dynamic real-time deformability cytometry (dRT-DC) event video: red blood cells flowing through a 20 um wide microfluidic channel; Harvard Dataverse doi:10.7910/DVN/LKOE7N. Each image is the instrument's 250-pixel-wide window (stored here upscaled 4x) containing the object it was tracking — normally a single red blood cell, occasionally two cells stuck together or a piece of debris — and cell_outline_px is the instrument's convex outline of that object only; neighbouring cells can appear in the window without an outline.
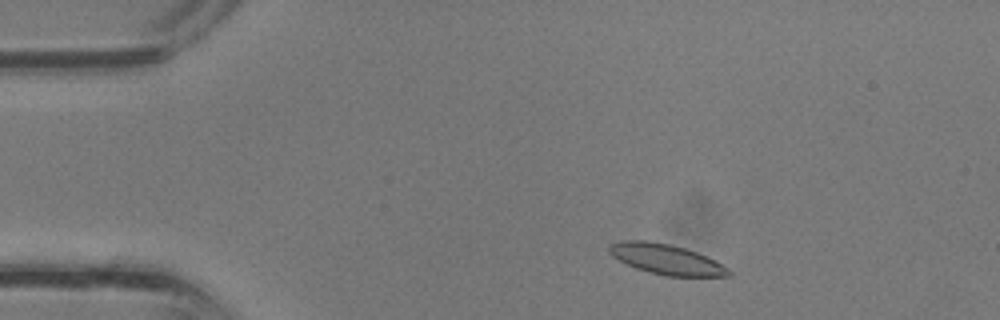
{"species": "common noctule bat (a hibernating species)", "species_latin": "Nyctalus noctula", "temperature_condition": "room temperature", "stored_images_in_passage": 9, "camera_frame_rate_fps": 3000, "um_per_image_px": 0.085, "animal": {"sex": "male", "body_mass_g": 13.3}, "frame": {"image": 1, "passage_image": 3, "time_ms": 0.667, "image_size_px": [1000, 320], "cell_outline_px": [[732, 276], [668, 276], [636, 268], [612, 256], [608, 252], [608, 244], [620, 240], [644, 240], [668, 244], [684, 248], [708, 256], [716, 260], [728, 268], [732, 272]], "centroid_in_image_um": [56.64, 22.02], "position_along_channel_um": 28.4, "area_um2": 20.98}}